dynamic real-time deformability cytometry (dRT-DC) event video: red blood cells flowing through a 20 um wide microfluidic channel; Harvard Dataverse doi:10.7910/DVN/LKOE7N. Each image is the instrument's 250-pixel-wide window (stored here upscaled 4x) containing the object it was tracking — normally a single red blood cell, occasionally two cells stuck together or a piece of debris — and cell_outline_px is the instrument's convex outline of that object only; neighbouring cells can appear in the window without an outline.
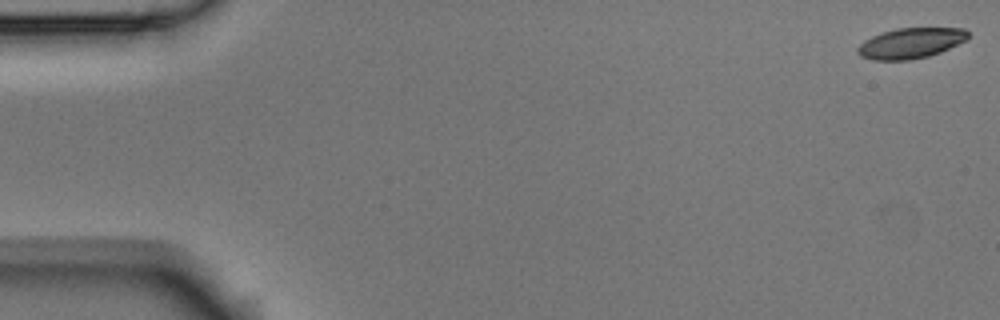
{"species": "Egyptian fruit bat (a non-hibernating species)", "species_latin": "Rousettus aegyptiacus", "temperature_condition": "room temperature", "stored_images_in_passage": 5, "camera_frame_rate_fps": 3000, "um_per_image_px": 0.085, "animal": {"sex": "male"}, "frame": {"image": 1, "passage_image": 1, "time_ms": 0.0, "image_size_px": [1000, 320], "cell_outline_px": [[968, 40], [940, 52], [928, 56], [908, 60], [872, 60], [860, 56], [856, 52], [856, 48], [864, 40], [872, 36], [896, 28], [964, 28], [968, 32]], "centroid_in_image_um": [77.4, 3.67], "position_along_channel_um": 7.6, "area_um2": 19.65}}
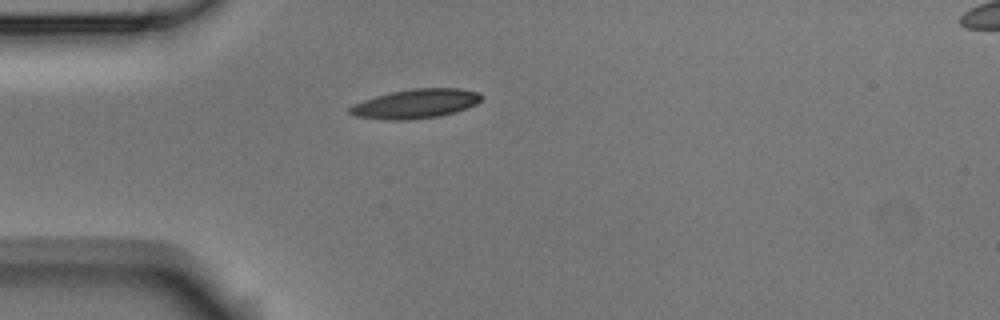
{"frame": {"image": 2, "passage_image": 4, "time_ms": 1.0, "image_size_px": [1000, 320], "cell_outline_px": [[484, 96], [476, 104], [456, 112], [440, 116], [408, 120], [388, 120], [356, 116], [348, 112], [348, 108], [352, 104], [376, 96], [392, 92], [412, 88], [460, 88], [480, 92]], "centroid_in_image_um": [35.35, 8.81], "position_along_channel_um": 49.6, "area_um2": 22.54}}